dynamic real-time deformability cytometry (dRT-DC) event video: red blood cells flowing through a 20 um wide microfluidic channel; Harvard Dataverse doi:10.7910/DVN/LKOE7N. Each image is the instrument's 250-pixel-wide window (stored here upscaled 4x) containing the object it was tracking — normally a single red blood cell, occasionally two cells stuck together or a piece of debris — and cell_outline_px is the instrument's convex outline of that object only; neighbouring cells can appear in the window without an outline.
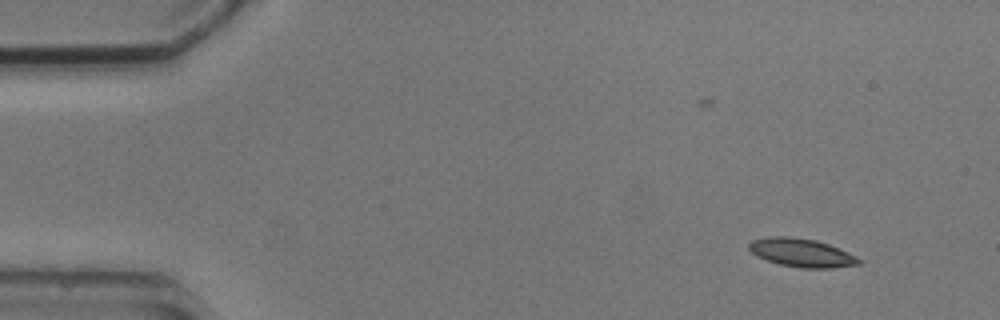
{"species": "common noctule bat (a hibernating species)", "species_latin": "Nyctalus noctula", "temperature_condition": "cold", "stored_images_in_passage": 6, "camera_frame_rate_fps": 3000, "um_per_image_px": 0.085, "animal": {"sex": "male", "body_mass_g": 20.5, "forearm_length_mm": 52.5}, "frame": {"image": 1, "passage_image": 2, "time_ms": 2.0, "image_size_px": [1000, 320], "cell_outline_px": [[864, 260], [860, 264], [832, 268], [804, 268], [780, 264], [756, 256], [748, 248], [748, 244], [752, 240], [768, 236], [788, 236], [816, 240], [828, 244], [848, 252]], "centroid_in_image_um": [68.15, 21.48], "position_along_channel_um": 16.9, "area_um2": 18.21}}
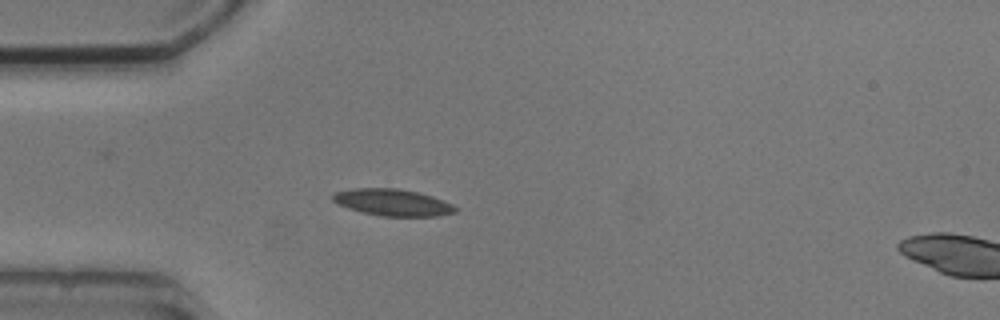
{"frame": {"image": 2, "passage_image": 5, "time_ms": 5.333, "image_size_px": [1000, 320], "cell_outline_px": [[456, 212], [436, 216], [380, 216], [348, 208], [332, 200], [332, 196], [336, 192], [352, 188], [396, 188], [416, 192], [432, 196], [452, 204], [456, 208]], "centroid_in_image_um": [33.37, 17.2], "position_along_channel_um": 51.6, "area_um2": 18.84}}